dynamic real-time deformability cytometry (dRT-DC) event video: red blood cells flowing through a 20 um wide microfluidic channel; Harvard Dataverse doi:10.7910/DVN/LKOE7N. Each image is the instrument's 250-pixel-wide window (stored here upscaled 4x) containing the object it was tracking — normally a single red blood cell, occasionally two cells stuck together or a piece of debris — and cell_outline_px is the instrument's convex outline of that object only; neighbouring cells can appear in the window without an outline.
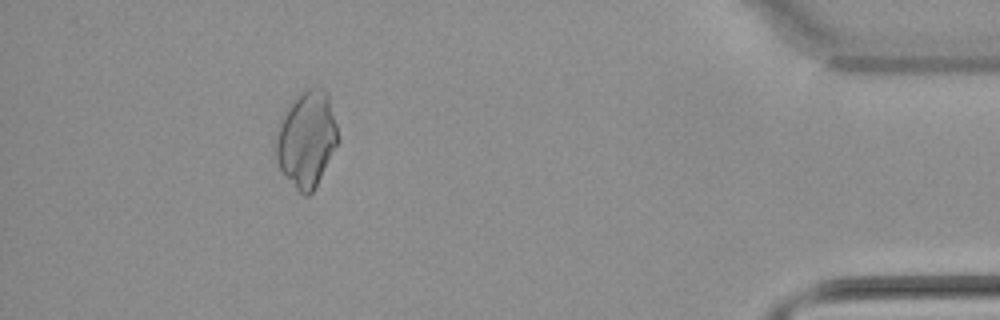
{"species": "common noctule bat (a hibernating species)", "species_latin": "Nyctalus noctula", "temperature_condition": "warm", "stored_images_in_passage": 42, "camera_frame_rate_fps": 3000, "um_per_image_px": 0.085, "animal": {"sex": "male", "body_mass_g": 21.5, "forearm_length_mm": 52.0}, "frame": {"image": 1, "passage_image": 37, "time_ms": 12.0, "image_size_px": [1000, 320], "cell_outline_px": [[340, 140], [312, 192], [308, 196], [304, 196], [296, 188], [280, 168], [276, 156], [276, 132], [280, 120], [296, 96], [304, 88], [316, 84], [328, 92]], "centroid_in_image_um": [26.08, 11.75], "position_along_channel_um": 409.1, "area_um2": 34.62}}